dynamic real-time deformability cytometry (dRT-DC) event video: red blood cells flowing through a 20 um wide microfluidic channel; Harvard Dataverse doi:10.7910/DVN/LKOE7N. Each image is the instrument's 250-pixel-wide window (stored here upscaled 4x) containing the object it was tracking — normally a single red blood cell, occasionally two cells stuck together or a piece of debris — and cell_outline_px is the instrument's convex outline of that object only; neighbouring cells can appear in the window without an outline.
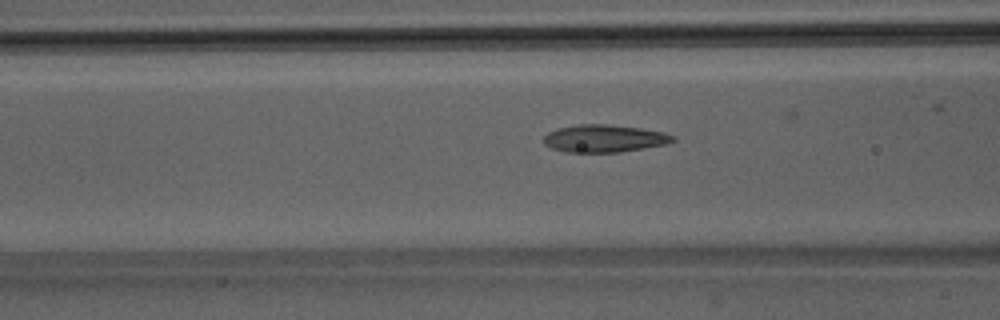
{"species": "Egyptian fruit bat (a non-hibernating species)", "species_latin": "Rousettus aegyptiacus", "temperature_condition": "room temperature", "stored_images_in_passage": 37, "camera_frame_rate_fps": 3000, "um_per_image_px": 0.085, "animal": {"sex": "male"}, "frame": {"image": 1, "passage_image": 16, "time_ms": 5.0, "image_size_px": [1000, 320], "cell_outline_px": [[676, 140], [664, 144], [644, 148], [620, 152], [564, 152], [552, 148], [544, 144], [544, 136], [548, 132], [556, 128], [580, 124], [608, 124], [640, 128], [664, 132], [676, 136]], "centroid_in_image_um": [51.35, 11.76], "position_along_channel_um": 115.2, "area_um2": 20.75}}
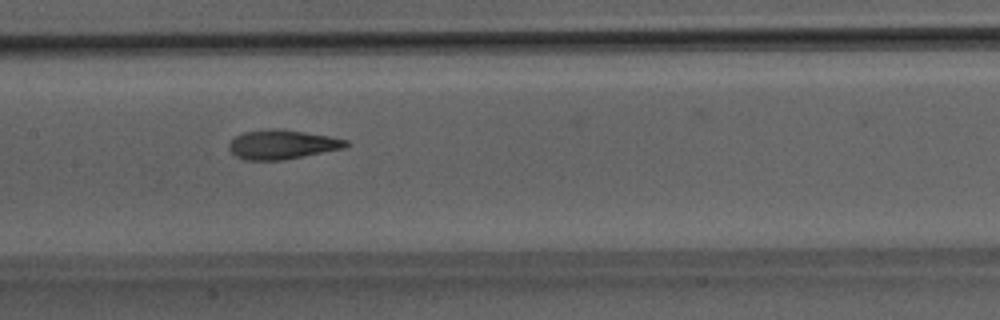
{"frame": {"image": 2, "passage_image": 21, "time_ms": 6.667, "image_size_px": [1000, 320], "cell_outline_px": [[348, 144], [344, 148], [284, 160], [244, 160], [236, 156], [228, 148], [228, 144], [236, 136], [244, 132], [272, 128], [280, 128], [328, 136], [348, 140]], "centroid_in_image_um": [23.96, 12.28], "position_along_channel_um": 183.4, "area_um2": 19.88}}
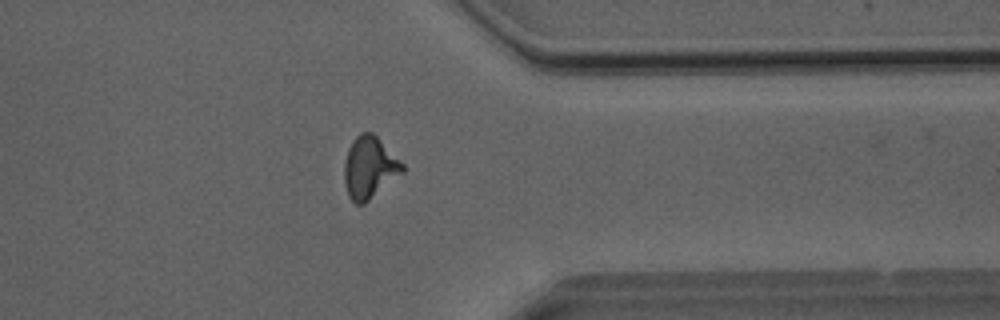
{"frame": {"image": 3, "passage_image": 36, "time_ms": 11.667, "image_size_px": [1000, 320], "cell_outline_px": [[404, 172], [364, 204], [356, 204], [348, 196], [344, 184], [344, 160], [348, 148], [352, 140], [360, 132], [372, 132], [404, 164]], "centroid_in_image_um": [31.38, 14.24], "position_along_channel_um": 380.0, "area_um2": 21.04}}